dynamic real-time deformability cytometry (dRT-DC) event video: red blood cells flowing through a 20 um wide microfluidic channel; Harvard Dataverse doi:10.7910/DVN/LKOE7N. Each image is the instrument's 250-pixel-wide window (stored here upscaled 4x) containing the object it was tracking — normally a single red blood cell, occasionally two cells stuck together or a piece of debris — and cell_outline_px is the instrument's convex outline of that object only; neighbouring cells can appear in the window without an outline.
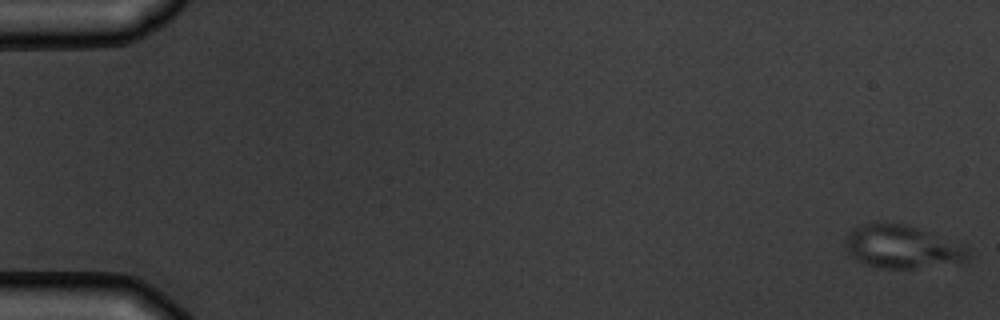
{"species": "common noctule bat (a hibernating species)", "species_latin": "Nyctalus noctula", "temperature_condition": "warm", "stored_images_in_passage": 7, "camera_frame_rate_fps": 3000, "um_per_image_px": 0.085, "animal": {"sex": "male", "body_mass_g": 19.5, "forearm_length_mm": 54.6}, "frame": {"image": 1, "passage_image": 1, "time_ms": 0.0, "image_size_px": [1000, 320], "cell_outline_px": [[972, 252], [968, 260], [960, 264], [912, 268], [884, 268], [864, 264], [852, 256], [844, 248], [844, 240], [848, 232], [852, 228], [864, 224], [904, 224], [916, 228], [968, 248]], "centroid_in_image_um": [76.67, 21.02], "position_along_channel_um": 8.3, "area_um2": 30.52}}